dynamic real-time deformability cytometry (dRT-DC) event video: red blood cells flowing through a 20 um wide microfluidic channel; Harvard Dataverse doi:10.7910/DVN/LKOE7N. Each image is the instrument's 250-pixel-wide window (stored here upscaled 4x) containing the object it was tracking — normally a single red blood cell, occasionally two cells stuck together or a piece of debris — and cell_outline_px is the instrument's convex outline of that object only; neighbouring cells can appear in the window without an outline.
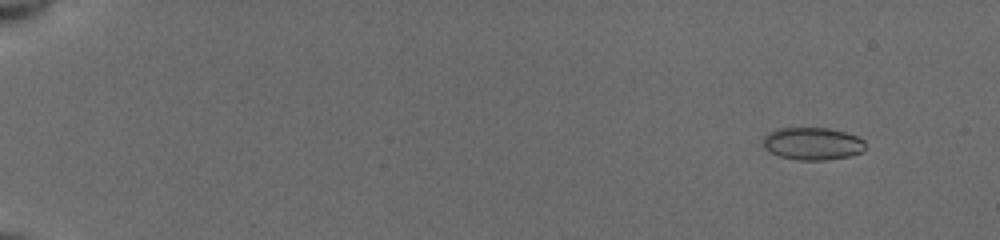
{"species": "common noctule bat (a hibernating species)", "species_latin": "Nyctalus noctula", "temperature_condition": "cold", "stored_images_in_passage": 55, "camera_frame_rate_fps": 3000, "um_per_image_px": 0.085, "animal": {"sex": "female", "body_mass_g": 19.5, "forearm_length_mm": 54.1}, "frame": {"image": 1, "passage_image": 6, "time_ms": 1.667, "image_size_px": [1000, 240], "cell_outline_px": [[864, 152], [848, 156], [824, 160], [796, 160], [780, 156], [764, 148], [764, 136], [776, 128], [828, 128], [844, 132], [856, 136], [864, 140]], "centroid_in_image_um": [69.07, 12.21], "position_along_channel_um": 15.9, "area_um2": 19.25}}
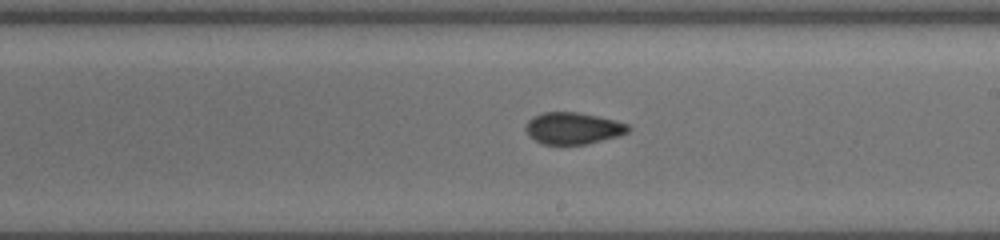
{"frame": {"image": 2, "passage_image": 35, "time_ms": 11.333, "image_size_px": [1000, 240], "cell_outline_px": [[632, 128], [628, 132], [620, 136], [588, 144], [544, 144], [528, 136], [524, 128], [524, 124], [532, 116], [544, 112], [576, 112], [596, 116], [628, 124]], "centroid_in_image_um": [48.69, 10.9], "position_along_channel_um": 240.3, "area_um2": 19.07}}
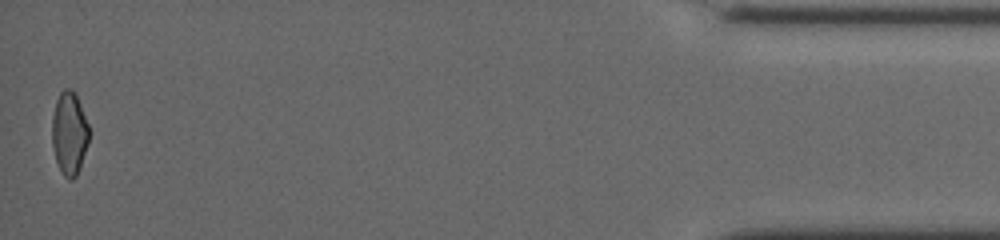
{"frame": {"image": 3, "passage_image": 55, "time_ms": 18.0, "image_size_px": [1000, 240], "cell_outline_px": [[88, 144], [80, 168], [76, 176], [72, 180], [68, 180], [64, 176], [56, 160], [52, 144], [52, 116], [56, 100], [60, 92], [64, 88], [72, 88], [76, 92], [88, 124]], "centroid_in_image_um": [5.89, 11.3], "position_along_channel_um": 429.3, "area_um2": 18.03}, "authors_computed_cell_mechanics": {"area_um2": 18.9584, "velocity_mm_per_s": 3.9519, "shape_relaxation_time_tau1_ms": null, "shape_relaxation_time_tau2_ms": 2.6062, "deformation_change_tau1": null, "deformation_change_tau2": 0.0558}}